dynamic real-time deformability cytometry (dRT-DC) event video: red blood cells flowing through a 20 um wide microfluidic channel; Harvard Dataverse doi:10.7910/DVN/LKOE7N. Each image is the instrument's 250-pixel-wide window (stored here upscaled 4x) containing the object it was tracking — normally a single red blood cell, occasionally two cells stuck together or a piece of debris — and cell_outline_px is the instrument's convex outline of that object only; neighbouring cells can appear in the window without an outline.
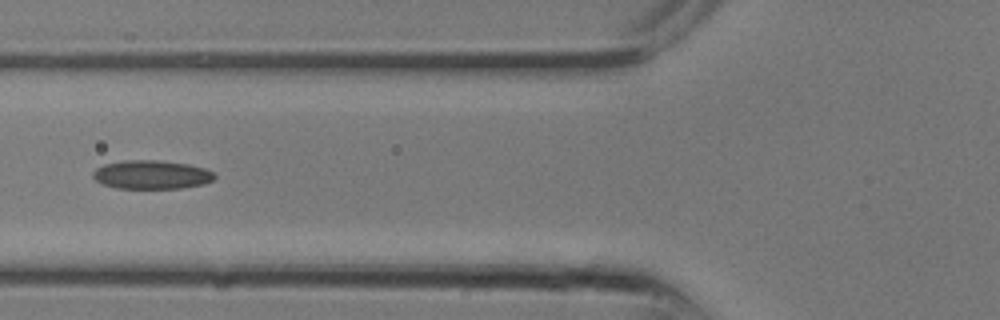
{"species": "common noctule bat (a hibernating species)", "species_latin": "Nyctalus noctula", "temperature_condition": "room temperature", "stored_images_in_passage": 11, "camera_frame_rate_fps": 3000, "um_per_image_px": 0.085, "animal": {"sex": "male", "body_mass_g": 13.3}, "frame": {"image": 1, "passage_image": 10, "time_ms": 3.0, "image_size_px": [1000, 320], "cell_outline_px": [[216, 176], [212, 180], [204, 184], [180, 188], [116, 188], [104, 184], [96, 180], [92, 176], [92, 172], [96, 168], [104, 164], [124, 160], [160, 160], [188, 164], [204, 168], [212, 172]], "centroid_in_image_um": [12.87, 14.84], "position_along_channel_um": 112.9, "area_um2": 20.29}}